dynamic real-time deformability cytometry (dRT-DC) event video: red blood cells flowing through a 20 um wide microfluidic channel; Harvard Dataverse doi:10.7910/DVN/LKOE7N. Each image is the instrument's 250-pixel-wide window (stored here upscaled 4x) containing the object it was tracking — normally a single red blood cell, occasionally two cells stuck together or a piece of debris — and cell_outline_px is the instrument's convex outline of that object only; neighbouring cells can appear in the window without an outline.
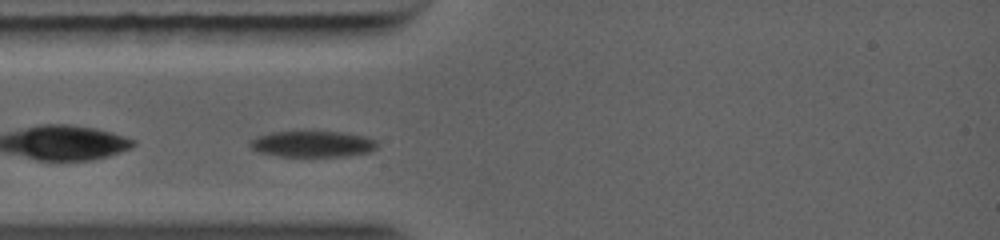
{"species": "common noctule bat (a hibernating species)", "species_latin": "Nyctalus noctula", "temperature_condition": "warm", "stored_images_in_passage": 23, "camera_frame_rate_fps": 5000, "um_per_image_px": 0.085, "animal": {"sex": "female", "body_mass_g": 19.0, "forearm_length_mm": 56.7}, "frame": {"image": 1, "passage_image": 2, "time_ms": 0.4, "image_size_px": [1000, 240], "cell_outline_px": [[372, 148], [364, 152], [332, 156], [288, 156], [268, 152], [256, 148], [256, 140], [264, 136], [284, 132], [332, 132], [352, 136], [368, 140], [372, 144]], "centroid_in_image_um": [26.56, 12.25], "position_along_channel_um": 58.4, "area_um2": 16.59}}
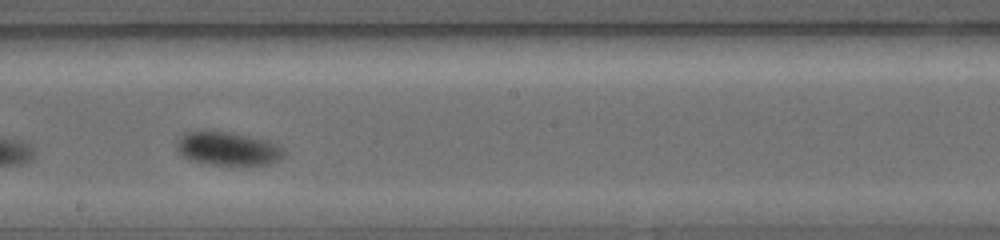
{"frame": {"image": 2, "passage_image": 12, "time_ms": 4.0, "image_size_px": [1000, 240], "cell_outline_px": [[268, 156], [264, 160], [252, 164], [228, 164], [204, 160], [188, 152], [184, 148], [184, 140], [188, 136], [196, 132], [216, 132], [236, 136], [268, 148]], "centroid_in_image_um": [19.09, 12.63], "position_along_channel_um": 229.1, "area_um2": 14.51}}
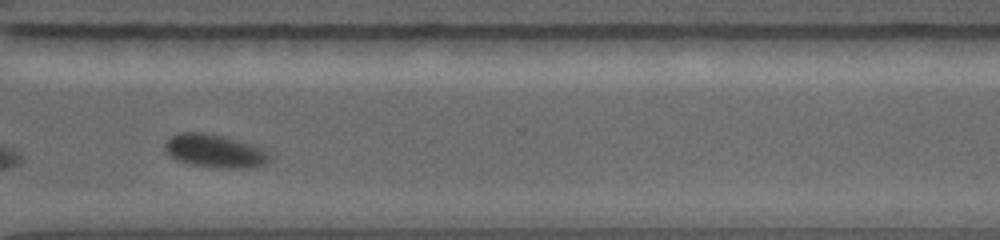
{"frame": {"image": 3, "passage_image": 19, "time_ms": 6.6, "image_size_px": [1000, 240], "cell_outline_px": [[264, 160], [256, 164], [232, 168], [200, 164], [180, 160], [168, 152], [168, 140], [172, 136], [184, 132], [188, 132], [212, 136], [236, 144], [256, 152]], "centroid_in_image_um": [17.92, 12.84], "position_along_channel_um": 352.7, "area_um2": 16.13}}